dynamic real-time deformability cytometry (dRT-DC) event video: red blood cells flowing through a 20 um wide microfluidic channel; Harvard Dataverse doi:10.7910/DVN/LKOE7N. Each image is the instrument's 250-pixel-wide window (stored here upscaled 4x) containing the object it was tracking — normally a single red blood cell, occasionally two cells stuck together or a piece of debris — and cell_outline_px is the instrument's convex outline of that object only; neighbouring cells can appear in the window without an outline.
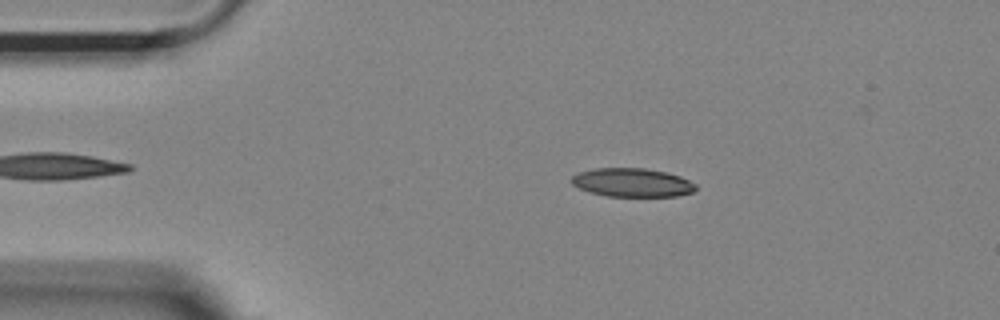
{"species": "Egyptian fruit bat (a non-hibernating species)", "species_latin": "Rousettus aegyptiacus", "temperature_condition": "room temperature", "stored_images_in_passage": 46, "camera_frame_rate_fps": 3000, "um_per_image_px": 0.085, "animal": {"sex": "female"}, "frame": {"image": 1, "passage_image": 9, "time_ms": 2.667, "image_size_px": [1000, 320], "cell_outline_px": [[696, 188], [692, 192], [676, 196], [608, 196], [588, 192], [572, 184], [572, 176], [580, 172], [596, 168], [644, 168], [664, 172], [680, 176], [696, 184]], "centroid_in_image_um": [53.73, 15.52], "position_along_channel_um": 31.3, "area_um2": 20.52}}
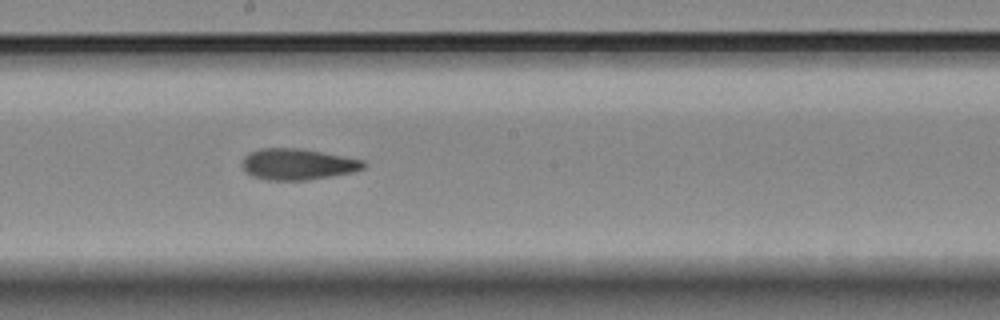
{"frame": {"image": 2, "passage_image": 28, "time_ms": 9.0, "image_size_px": [1000, 320], "cell_outline_px": [[368, 164], [364, 168], [352, 172], [332, 176], [308, 180], [264, 180], [252, 176], [240, 164], [244, 156], [260, 148], [296, 148], [320, 152], [364, 160]], "centroid_in_image_um": [25.3, 13.97], "position_along_channel_um": 222.9, "area_um2": 21.96}}
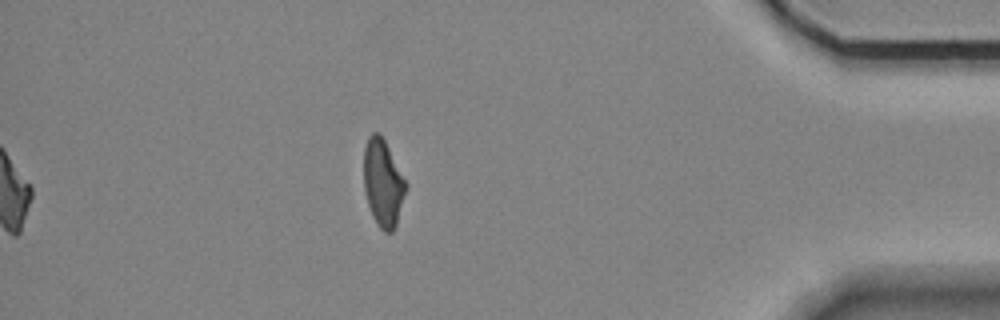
{"frame": {"image": 3, "passage_image": 46, "time_ms": 15.0, "image_size_px": [1000, 320], "cell_outline_px": [[408, 188], [396, 224], [392, 232], [384, 232], [376, 224], [372, 216], [364, 192], [364, 148], [368, 136], [372, 132], [380, 132], [408, 184]], "centroid_in_image_um": [32.56, 15.55], "position_along_channel_um": 402.6, "area_um2": 21.62}, "authors_computed_cell_mechanics": {"area_um2": 22.0507, "velocity_mm_per_s": 3.7088, "shape_relaxation_time_tau1_ms": 9.3623, "shape_relaxation_time_tau2_ms": 2.8889, "deformation_change_tau1": 0.226, "deformation_change_tau2": 0.1036}}